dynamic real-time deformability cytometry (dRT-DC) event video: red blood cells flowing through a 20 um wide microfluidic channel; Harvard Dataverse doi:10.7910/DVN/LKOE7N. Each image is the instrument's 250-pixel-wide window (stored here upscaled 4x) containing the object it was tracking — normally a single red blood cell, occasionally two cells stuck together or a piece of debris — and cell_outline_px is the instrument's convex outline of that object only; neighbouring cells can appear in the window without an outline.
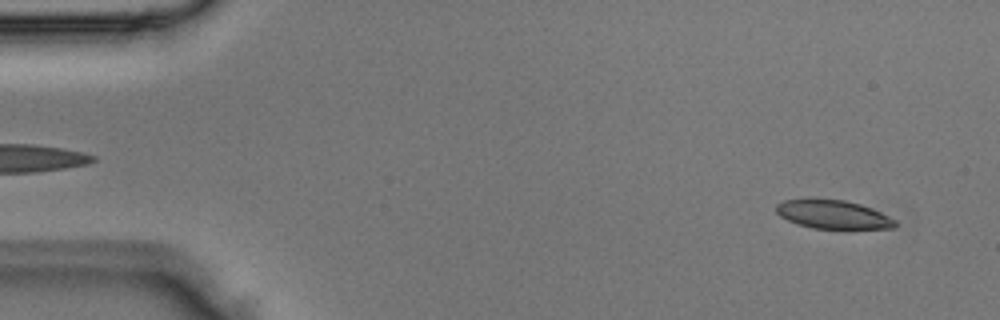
{"species": "Egyptian fruit bat (a non-hibernating species)", "species_latin": "Rousettus aegyptiacus", "temperature_condition": "room temperature", "stored_images_in_passage": 4, "camera_frame_rate_fps": 3000, "um_per_image_px": 0.085, "animal": {"sex": "male"}, "frame": {"image": 1, "passage_image": 4, "time_ms": 1.0, "image_size_px": [1000, 320], "cell_outline_px": [[896, 228], [812, 228], [788, 220], [780, 216], [776, 212], [776, 204], [784, 200], [844, 200], [860, 204], [872, 208], [896, 220]], "centroid_in_image_um": [70.83, 18.23], "position_along_channel_um": 14.2, "area_um2": 19.31}}